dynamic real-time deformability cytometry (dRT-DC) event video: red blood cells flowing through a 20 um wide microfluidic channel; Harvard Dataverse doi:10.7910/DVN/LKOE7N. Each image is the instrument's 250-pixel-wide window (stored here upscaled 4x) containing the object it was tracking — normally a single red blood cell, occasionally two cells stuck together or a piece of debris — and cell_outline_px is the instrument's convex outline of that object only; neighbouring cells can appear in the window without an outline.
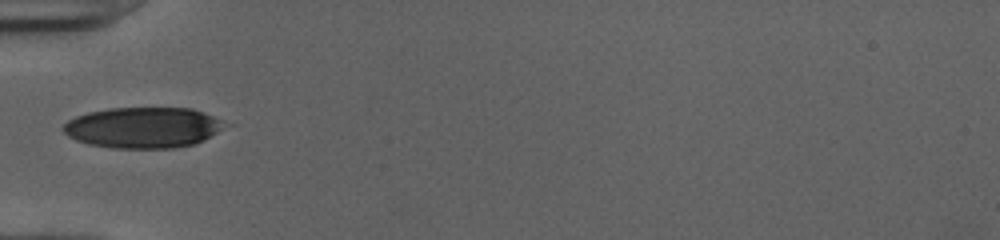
{"species": "human", "species_latin": "Homo sapiens", "temperature_condition": "cold", "stored_images_in_passage": 34, "camera_frame_rate_fps": 3000, "um_per_image_px": 0.085, "donor": {"sex": "female"}, "frame": {"image": 1, "passage_image": 1, "time_ms": 0.0, "image_size_px": [1000, 240], "cell_outline_px": [[236, 124], [196, 144], [172, 148], [112, 148], [88, 144], [76, 140], [68, 136], [60, 128], [68, 120], [76, 116], [88, 112], [108, 108], [192, 108], [204, 112]], "centroid_in_image_um": [12.27, 10.84], "position_along_channel_um": 72.7, "area_um2": 39.3}}
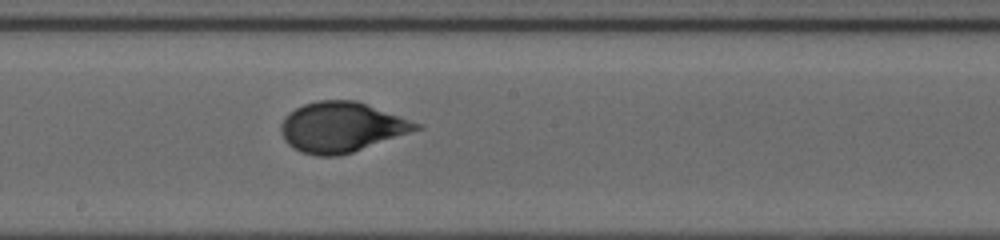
{"frame": {"image": 2, "passage_image": 12, "time_ms": 3.667, "image_size_px": [1000, 240], "cell_outline_px": [[424, 128], [340, 156], [316, 156], [300, 152], [292, 148], [284, 140], [280, 132], [280, 124], [284, 116], [288, 112], [304, 104], [316, 100], [356, 100], [420, 124]], "centroid_in_image_um": [28.97, 10.81], "position_along_channel_um": 219.2, "area_um2": 39.54}}
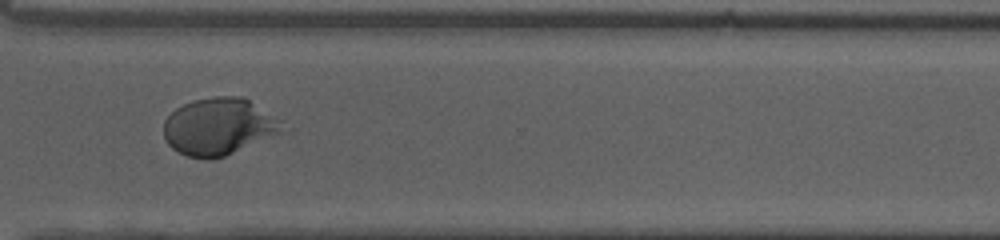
{"frame": {"image": 3, "passage_image": 22, "time_ms": 7.0, "image_size_px": [1000, 240], "cell_outline_px": [[292, 128], [224, 156], [212, 160], [204, 160], [188, 156], [172, 148], [168, 144], [164, 136], [164, 120], [176, 108], [192, 100], [212, 96], [244, 96], [284, 120]], "centroid_in_image_um": [18.68, 10.74], "position_along_channel_um": 351.9, "area_um2": 40.17}, "authors_computed_cell_mechanics": {"area_um2": 39.1884, "velocity_mm_per_s": 3.9879, "shape_relaxation_time_tau1_ms": 5.7511, "shape_relaxation_time_tau2_ms": null, "deformation_change_tau1": 0.2303, "deformation_change_tau2": null}}